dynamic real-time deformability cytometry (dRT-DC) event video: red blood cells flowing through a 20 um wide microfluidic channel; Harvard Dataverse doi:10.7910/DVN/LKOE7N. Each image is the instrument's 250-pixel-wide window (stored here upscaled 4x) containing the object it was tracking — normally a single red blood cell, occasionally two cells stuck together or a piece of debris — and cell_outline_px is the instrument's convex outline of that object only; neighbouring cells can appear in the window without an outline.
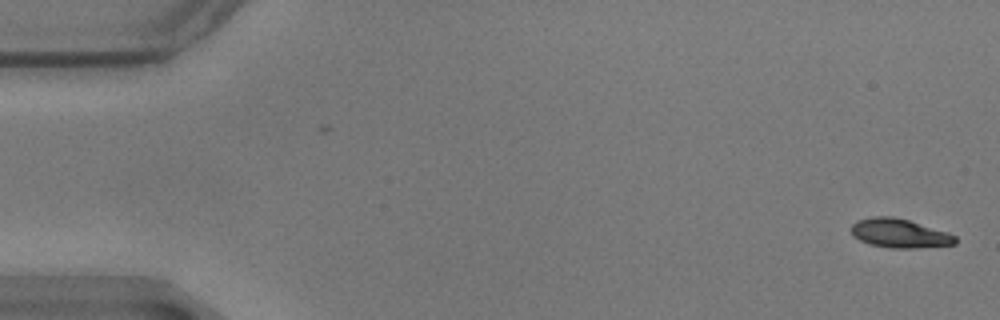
{"species": "common noctule bat (a hibernating species)", "species_latin": "Nyctalus noctula", "temperature_condition": "warm", "stored_images_in_passage": 58, "camera_frame_rate_fps": 3000, "um_per_image_px": 0.085, "animal": {"sex": "male", "body_mass_g": 17.9}, "frame": {"image": 1, "passage_image": 1, "time_ms": 0.0, "image_size_px": [1000, 320], "cell_outline_px": [[956, 244], [916, 248], [892, 248], [868, 244], [852, 236], [852, 224], [856, 220], [872, 216], [892, 216], [908, 220], [948, 232], [956, 236]], "centroid_in_image_um": [76.44, 19.83], "position_along_channel_um": 8.6, "area_um2": 17.63}}
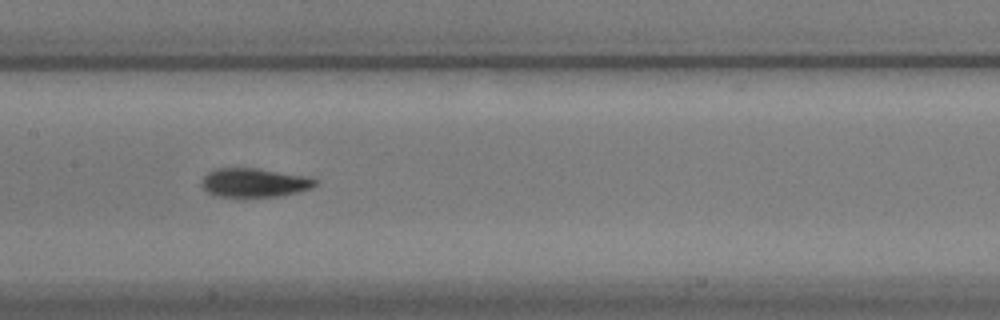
{"frame": {"image": 2, "passage_image": 28, "time_ms": 9.0, "image_size_px": [1000, 320], "cell_outline_px": [[316, 184], [312, 188], [296, 192], [276, 196], [220, 196], [208, 192], [200, 184], [204, 176], [208, 172], [216, 168], [256, 168], [300, 176], [316, 180]], "centroid_in_image_um": [21.55, 15.52], "position_along_channel_um": 185.9, "area_um2": 18.5}}
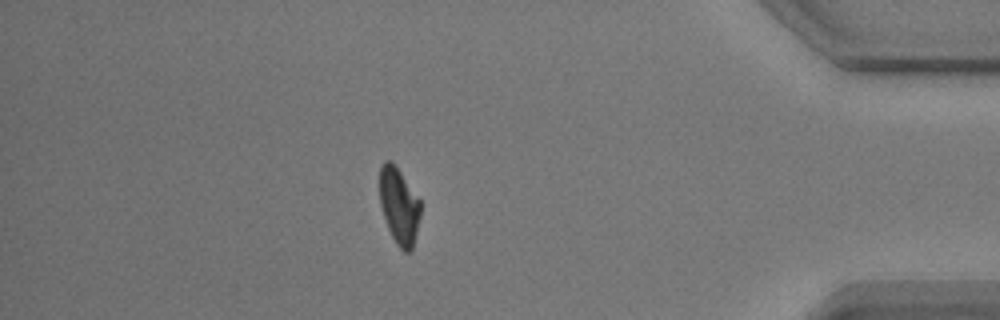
{"frame": {"image": 3, "passage_image": 50, "time_ms": 16.333, "image_size_px": [1000, 320], "cell_outline_px": [[420, 216], [412, 248], [408, 252], [404, 252], [396, 244], [388, 228], [380, 204], [380, 164], [384, 160], [392, 160], [420, 200]], "centroid_in_image_um": [33.91, 17.47], "position_along_channel_um": 401.3, "area_um2": 18.03}, "authors_computed_cell_mechanics": {"area_um2": 19.0451, "velocity_mm_per_s": 3.4918, "shape_relaxation_time_tau1_ms": 3.4669, "shape_relaxation_time_tau2_ms": 1.5281, "deformation_change_tau1": 0.1638, "deformation_change_tau2": 0.0543}}